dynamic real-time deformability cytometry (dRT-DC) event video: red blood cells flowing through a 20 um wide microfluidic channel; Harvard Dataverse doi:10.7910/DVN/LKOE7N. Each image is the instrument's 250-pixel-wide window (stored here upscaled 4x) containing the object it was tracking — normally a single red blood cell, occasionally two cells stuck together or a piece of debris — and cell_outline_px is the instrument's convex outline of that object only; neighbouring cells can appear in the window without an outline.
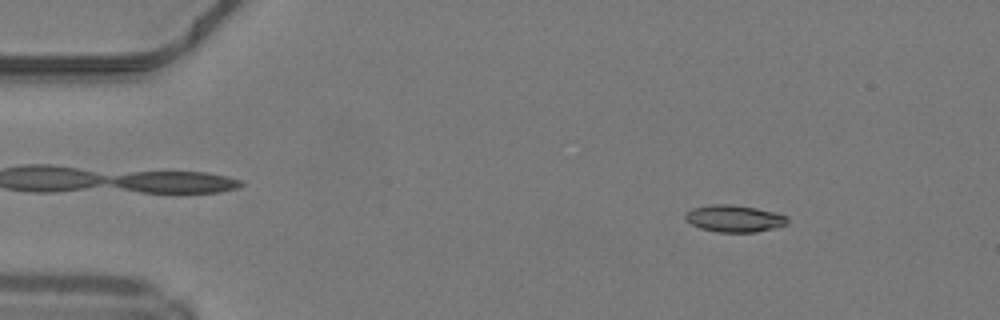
{"species": "common noctule bat (a hibernating species)", "species_latin": "Nyctalus noctula", "temperature_condition": "warm", "stored_images_in_passage": 49, "camera_frame_rate_fps": 3000, "um_per_image_px": 0.085, "animal": {"sex": "male", "body_mass_g": 19.2, "forearm_length_mm": 51.8}, "frame": {"image": 1, "passage_image": 7, "time_ms": 2.0, "image_size_px": [1000, 320], "cell_outline_px": [[788, 224], [756, 232], [716, 232], [700, 228], [684, 220], [684, 212], [692, 208], [712, 204], [732, 204], [756, 208], [776, 212], [788, 216]], "centroid_in_image_um": [62.39, 18.56], "position_along_channel_um": 22.6, "area_um2": 16.24}}
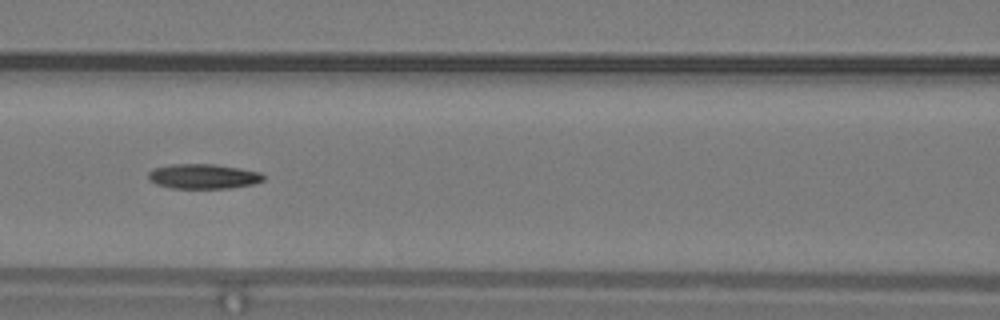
{"frame": {"image": 2, "passage_image": 22, "time_ms": 7.0, "image_size_px": [1000, 320], "cell_outline_px": [[264, 180], [252, 184], [228, 188], [172, 188], [156, 184], [148, 180], [148, 172], [152, 168], [172, 164], [216, 164], [240, 168], [260, 172], [264, 176]], "centroid_in_image_um": [17.24, 14.98], "position_along_channel_um": 149.4, "area_um2": 16.7}}
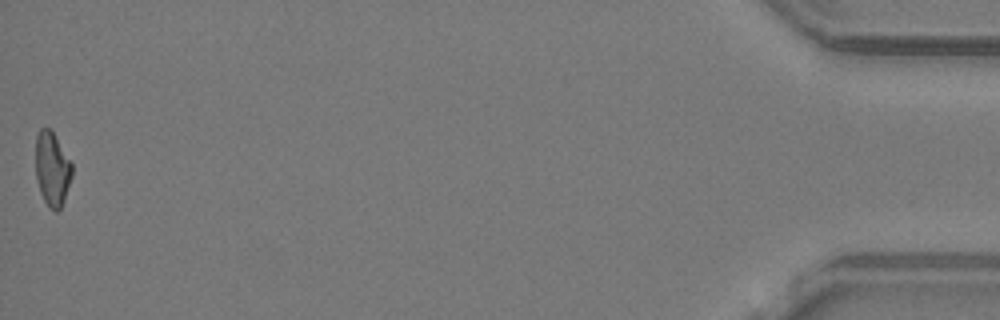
{"frame": {"image": 3, "passage_image": 49, "time_ms": 16.0, "image_size_px": [1000, 320], "cell_outline_px": [[72, 176], [64, 200], [60, 208], [56, 212], [48, 208], [40, 192], [36, 180], [36, 136], [40, 128], [48, 128], [52, 132], [72, 164]], "centroid_in_image_um": [4.42, 14.4], "position_along_channel_um": 430.8, "area_um2": 15.55}}